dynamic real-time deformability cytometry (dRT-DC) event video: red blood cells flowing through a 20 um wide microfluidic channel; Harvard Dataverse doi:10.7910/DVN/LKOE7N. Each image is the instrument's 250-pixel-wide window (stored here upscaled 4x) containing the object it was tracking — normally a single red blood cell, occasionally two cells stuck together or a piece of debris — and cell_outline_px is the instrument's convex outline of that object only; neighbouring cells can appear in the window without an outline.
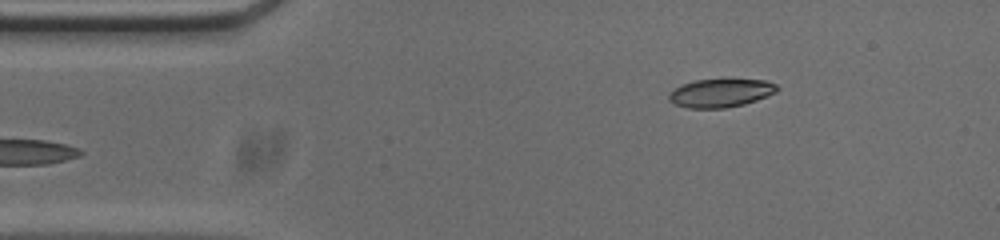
{"species": "common noctule bat (a hibernating species)", "species_latin": "Nyctalus noctula", "temperature_condition": "cold", "stored_images_in_passage": 37, "camera_frame_rate_fps": 3000, "um_per_image_px": 0.085, "animal": {"sex": "male", "body_mass_g": 20.0, "forearm_length_mm": 53.3}, "frame": {"image": 1, "passage_image": 1, "time_ms": 0.0, "image_size_px": [1000, 240], "cell_outline_px": [[776, 88], [772, 92], [764, 96], [740, 104], [708, 108], [704, 108], [680, 104], [672, 96], [680, 88], [688, 84], [704, 80], [756, 80], [772, 84]], "centroid_in_image_um": [61.35, 7.88], "position_along_channel_um": 23.7, "area_um2": 15.37}}
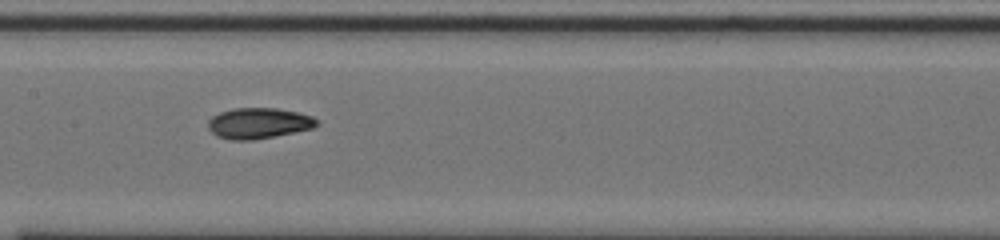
{"frame": {"image": 2, "passage_image": 18, "time_ms": 5.667, "image_size_px": [1000, 240], "cell_outline_px": [[316, 124], [304, 128], [268, 136], [224, 136], [216, 132], [212, 124], [212, 120], [216, 116], [228, 112], [252, 108], [260, 108], [292, 112], [304, 116], [312, 120]], "centroid_in_image_um": [22.02, 10.42], "position_along_channel_um": 185.4, "area_um2": 15.66}}
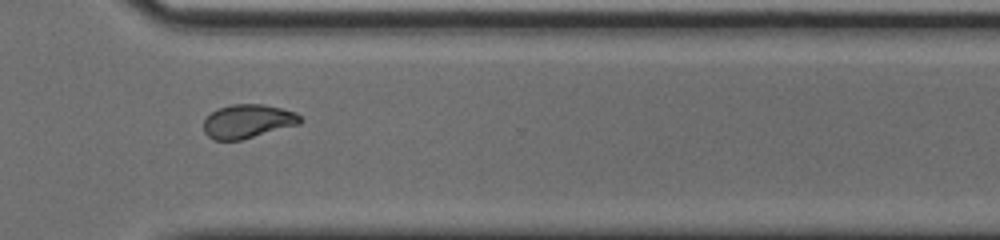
{"frame": {"image": 3, "passage_image": 31, "time_ms": 10.0, "image_size_px": [1000, 240], "cell_outline_px": [[300, 120], [236, 140], [220, 140], [212, 136], [208, 132], [204, 124], [208, 116], [224, 108], [276, 108], [292, 112], [300, 116]], "centroid_in_image_um": [20.95, 10.36], "position_along_channel_um": 349.6, "area_um2": 15.55}, "authors_computed_cell_mechanics": {"area_um2": 15.4904, "velocity_mm_per_s": 3.7837, "shape_relaxation_time_tau1_ms": 7.4469, "shape_relaxation_time_tau2_ms": 8.388, "deformation_change_tau1": 0.1803, "deformation_change_tau2": 0.1346}}